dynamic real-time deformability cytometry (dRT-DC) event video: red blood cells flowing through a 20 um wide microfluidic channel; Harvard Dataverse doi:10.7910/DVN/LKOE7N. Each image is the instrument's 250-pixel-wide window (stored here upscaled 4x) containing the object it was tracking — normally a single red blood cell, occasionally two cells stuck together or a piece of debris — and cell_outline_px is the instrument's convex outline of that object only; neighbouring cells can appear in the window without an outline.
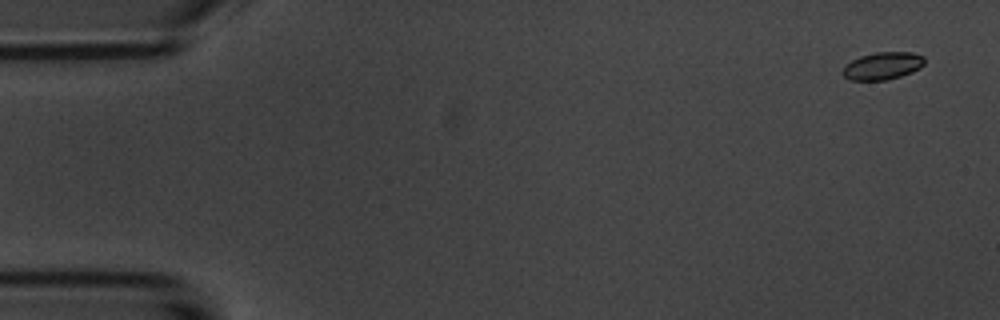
{"species": "common noctule bat (a hibernating species)", "species_latin": "Nyctalus noctula", "temperature_condition": "room temperature", "stored_images_in_passage": 10, "camera_frame_rate_fps": 3000, "um_per_image_px": 0.085, "animal": {"sex": "male", "body_mass_g": 20.1, "forearm_length_mm": 53.5}, "frame": {"image": 1, "passage_image": 1, "time_ms": 0.0, "image_size_px": [1000, 320], "cell_outline_px": [[924, 64], [920, 68], [912, 72], [888, 80], [848, 80], [840, 72], [844, 64], [860, 56], [876, 52], [912, 52], [924, 56]], "centroid_in_image_um": [74.99, 5.6], "position_along_channel_um": 10.0, "area_um2": 13.29}}
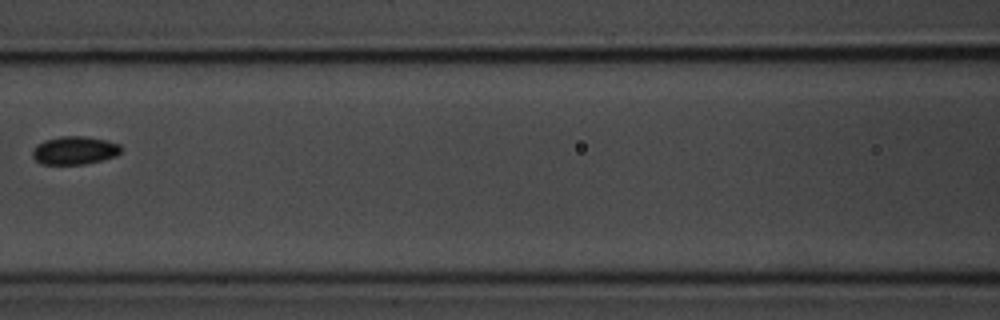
{"frame": {"image": 2, "passage_image": 7, "time_ms": 7.667, "image_size_px": [1000, 320], "cell_outline_px": [[124, 148], [116, 156], [84, 164], [40, 164], [32, 156], [32, 148], [36, 144], [44, 140], [60, 136], [84, 136], [104, 140], [120, 144]], "centroid_in_image_um": [6.31, 12.78], "position_along_channel_um": 160.3, "area_um2": 14.62}}
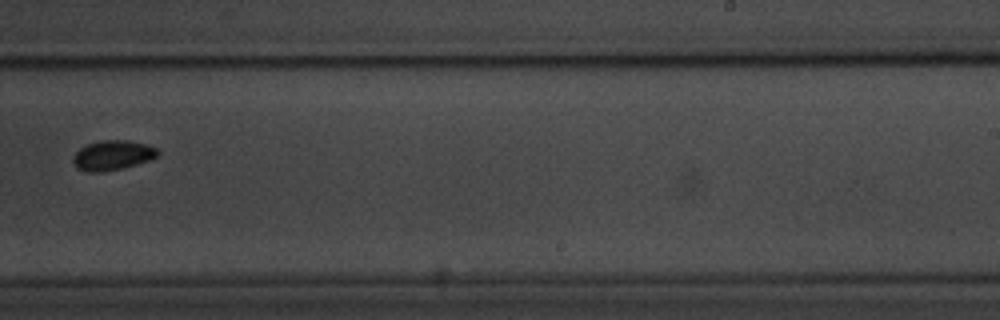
{"frame": {"image": 3, "passage_image": 10, "time_ms": 11.0, "image_size_px": [1000, 320], "cell_outline_px": [[160, 156], [124, 168], [104, 172], [84, 172], [76, 168], [72, 160], [72, 156], [84, 144], [100, 140], [128, 140], [148, 144], [156, 148], [160, 152]], "centroid_in_image_um": [9.55, 13.2], "position_along_channel_um": 279.5, "area_um2": 15.09}}